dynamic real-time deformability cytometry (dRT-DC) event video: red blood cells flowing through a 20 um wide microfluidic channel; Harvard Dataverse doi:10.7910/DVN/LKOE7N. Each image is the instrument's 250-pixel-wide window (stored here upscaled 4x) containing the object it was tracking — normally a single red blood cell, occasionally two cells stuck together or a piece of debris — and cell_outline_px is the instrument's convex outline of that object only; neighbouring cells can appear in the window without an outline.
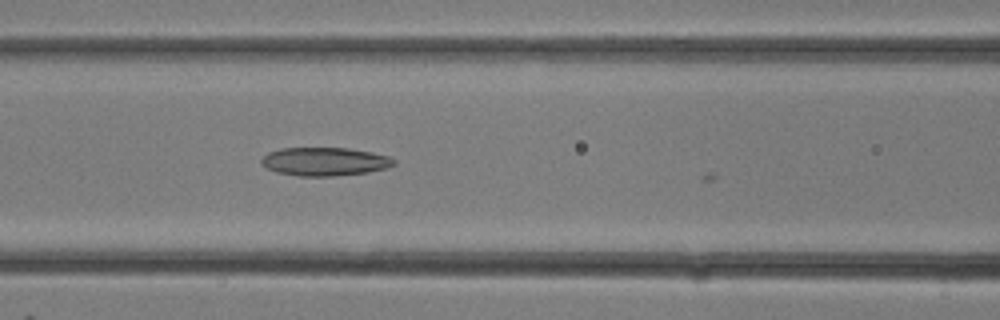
{"species": "common noctule bat (a hibernating species)", "species_latin": "Nyctalus noctula", "temperature_condition": "room temperature", "stored_images_in_passage": 11, "camera_frame_rate_fps": 3000, "um_per_image_px": 0.085, "animal": {"sex": "female"}, "frame": {"image": 1, "passage_image": 11, "time_ms": 3.333, "image_size_px": [1000, 320], "cell_outline_px": [[396, 160], [392, 164], [384, 168], [364, 172], [328, 176], [304, 176], [280, 172], [268, 168], [260, 160], [264, 156], [272, 152], [284, 148], [344, 148], [368, 152], [388, 156]], "centroid_in_image_um": [27.59, 13.72], "position_along_channel_um": 139.0, "area_um2": 20.98}}